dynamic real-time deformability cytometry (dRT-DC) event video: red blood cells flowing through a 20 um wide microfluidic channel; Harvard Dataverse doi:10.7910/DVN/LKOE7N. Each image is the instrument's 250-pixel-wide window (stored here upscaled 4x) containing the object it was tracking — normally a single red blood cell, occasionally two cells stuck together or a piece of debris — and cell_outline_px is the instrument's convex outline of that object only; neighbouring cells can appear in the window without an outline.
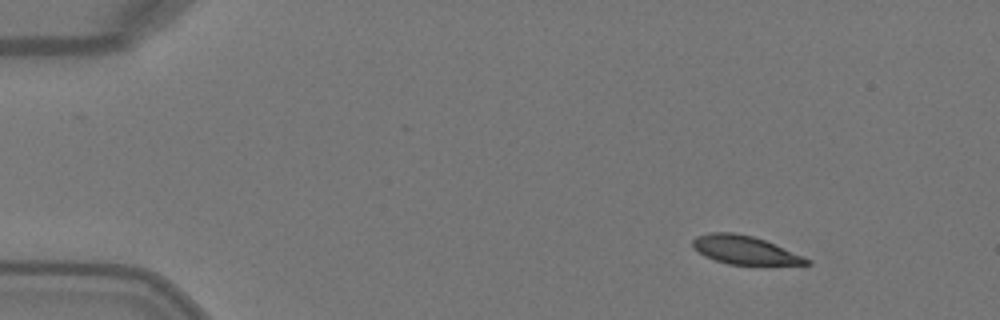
{"species": "Egyptian fruit bat (a non-hibernating species)", "species_latin": "Rousettus aegyptiacus", "temperature_condition": "warm", "stored_images_in_passage": 45, "camera_frame_rate_fps": 3000, "um_per_image_px": 0.085, "animal": {"sex": "female"}, "frame": {"image": 1, "passage_image": 1, "time_ms": 0.0, "image_size_px": [1000, 320], "cell_outline_px": [[812, 264], [728, 264], [704, 256], [692, 248], [692, 240], [696, 236], [708, 232], [732, 232], [752, 236], [764, 240], [804, 256], [812, 260]], "centroid_in_image_um": [63.26, 21.24], "position_along_channel_um": 21.7, "area_um2": 18.73}}
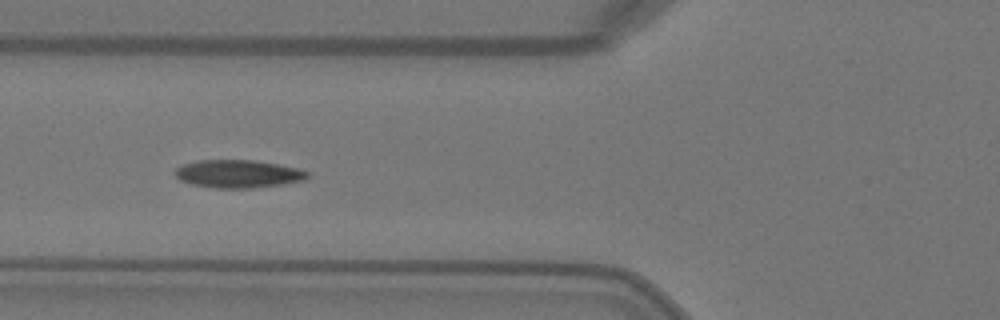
{"frame": {"image": 2, "passage_image": 14, "time_ms": 4.333, "image_size_px": [1000, 320], "cell_outline_px": [[308, 176], [304, 180], [280, 184], [252, 188], [212, 188], [192, 184], [180, 180], [176, 176], [176, 168], [184, 164], [196, 160], [256, 160], [300, 168], [308, 172]], "centroid_in_image_um": [20.24, 14.77], "position_along_channel_um": 105.6, "area_um2": 21.5}}
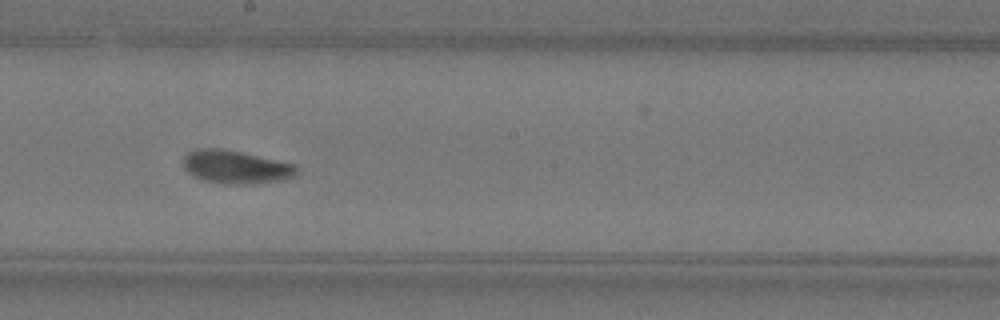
{"frame": {"image": 3, "passage_image": 23, "time_ms": 7.333, "image_size_px": [1000, 320], "cell_outline_px": [[296, 176], [284, 180], [248, 184], [224, 184], [204, 180], [188, 172], [184, 168], [184, 156], [188, 152], [196, 148], [220, 148], [240, 152], [296, 164]], "centroid_in_image_um": [20.05, 14.19], "position_along_channel_um": 228.1, "area_um2": 21.85}, "authors_computed_cell_mechanics": {"area_um2": 21.2126, "velocity_mm_per_s": 4.0784, "shape_relaxation_time_tau1_ms": 3.9423, "shape_relaxation_time_tau2_ms": 2.7552, "deformation_change_tau1": 0.1565, "deformation_change_tau2": 0.0575}}